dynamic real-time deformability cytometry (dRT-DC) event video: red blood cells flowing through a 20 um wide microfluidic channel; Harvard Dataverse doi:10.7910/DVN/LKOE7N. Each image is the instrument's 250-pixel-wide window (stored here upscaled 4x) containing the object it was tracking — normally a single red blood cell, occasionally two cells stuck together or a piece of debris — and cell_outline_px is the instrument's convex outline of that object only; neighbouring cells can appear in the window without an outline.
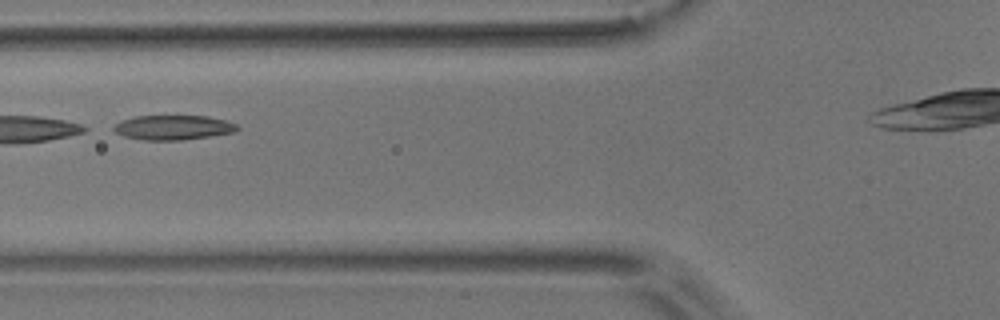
{"species": "common noctule bat (a hibernating species)", "species_latin": "Nyctalus noctula", "temperature_condition": "room temperature", "stored_images_in_passage": 5, "camera_frame_rate_fps": 3000, "um_per_image_px": 0.085, "animal": {"sex": "male", "body_mass_g": 17.9}, "frame": {"image": 1, "passage_image": 3, "time_ms": 2.0, "image_size_px": [1000, 320], "cell_outline_px": [[240, 128], [232, 132], [184, 140], [144, 140], [124, 136], [116, 132], [112, 128], [120, 120], [136, 116], [208, 116], [224, 120], [236, 124]], "centroid_in_image_um": [14.69, 10.83], "position_along_channel_um": 111.1, "area_um2": 17.57}}
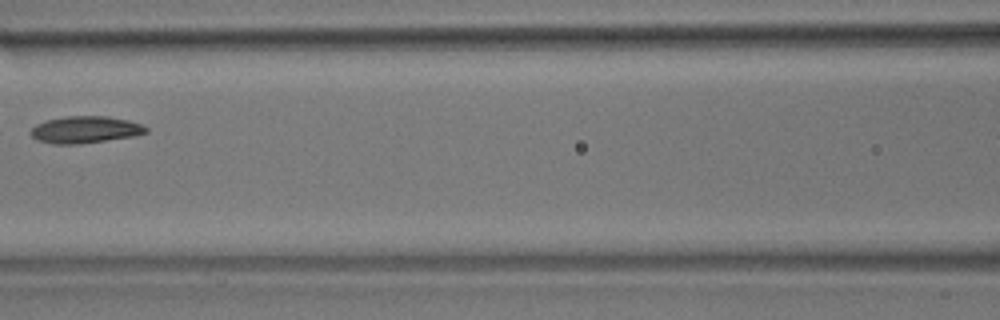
{"frame": {"image": 2, "passage_image": 4, "time_ms": 3.333, "image_size_px": [1000, 320], "cell_outline_px": [[148, 132], [136, 136], [80, 144], [52, 144], [36, 140], [28, 132], [36, 124], [44, 120], [68, 116], [104, 116], [128, 120], [140, 124], [148, 128]], "centroid_in_image_um": [7.21, 11.03], "position_along_channel_um": 159.4, "area_um2": 18.26}}